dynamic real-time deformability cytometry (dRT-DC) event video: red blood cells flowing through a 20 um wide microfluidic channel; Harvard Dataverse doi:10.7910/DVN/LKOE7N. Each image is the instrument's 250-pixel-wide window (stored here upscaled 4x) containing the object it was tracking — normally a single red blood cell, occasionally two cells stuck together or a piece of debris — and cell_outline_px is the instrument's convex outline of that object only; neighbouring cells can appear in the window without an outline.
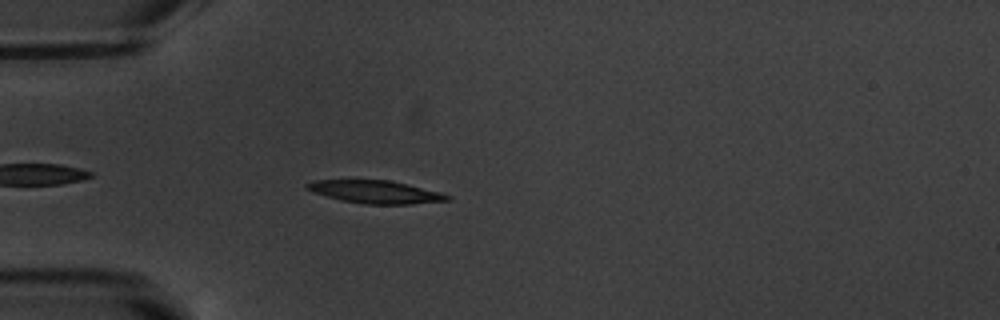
{"species": "common noctule bat (a hibernating species)", "species_latin": "Nyctalus noctula", "temperature_condition": "warm", "stored_images_in_passage": 5, "camera_frame_rate_fps": 3000, "um_per_image_px": 0.085, "animal": {"sex": "male", "body_mass_g": 20.1, "forearm_length_mm": 53.5}, "frame": {"image": 1, "passage_image": 4, "time_ms": 4.333, "image_size_px": [1000, 320], "cell_outline_px": [[452, 200], [412, 204], [364, 204], [340, 200], [312, 192], [304, 188], [304, 184], [312, 180], [388, 180], [440, 192], [452, 196]], "centroid_in_image_um": [31.88, 16.32], "position_along_channel_um": 53.1, "area_um2": 18.73}}